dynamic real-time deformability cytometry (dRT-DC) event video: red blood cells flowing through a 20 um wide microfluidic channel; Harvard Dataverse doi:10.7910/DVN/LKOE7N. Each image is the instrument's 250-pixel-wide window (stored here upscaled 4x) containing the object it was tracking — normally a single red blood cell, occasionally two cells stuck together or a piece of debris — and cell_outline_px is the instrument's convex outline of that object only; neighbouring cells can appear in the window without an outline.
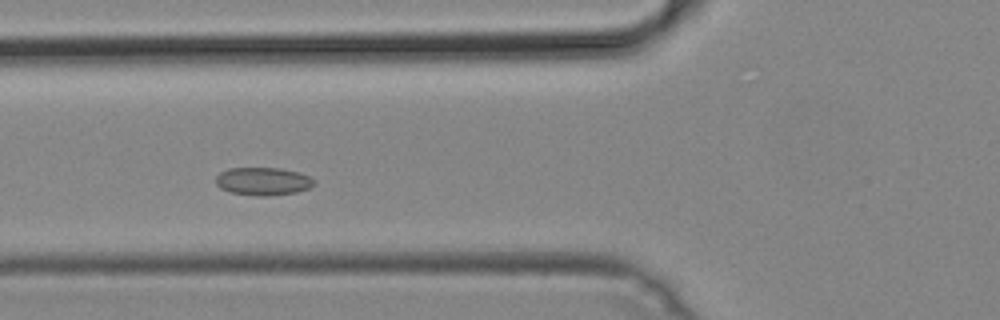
{"species": "common noctule bat (a hibernating species)", "species_latin": "Nyctalus noctula", "temperature_condition": "cold", "stored_images_in_passage": 46, "camera_frame_rate_fps": 3000, "um_per_image_px": 0.085, "animal": {"sex": "male", "body_mass_g": 19.2, "forearm_length_mm": 51.8}, "frame": {"image": 1, "passage_image": 14, "time_ms": 4.333, "image_size_px": [1000, 320], "cell_outline_px": [[316, 184], [308, 188], [296, 192], [268, 196], [260, 196], [232, 192], [220, 188], [216, 184], [216, 176], [220, 172], [228, 168], [280, 168], [300, 172], [316, 180]], "centroid_in_image_um": [22.38, 15.4], "position_along_channel_um": 103.4, "area_um2": 16.01}}
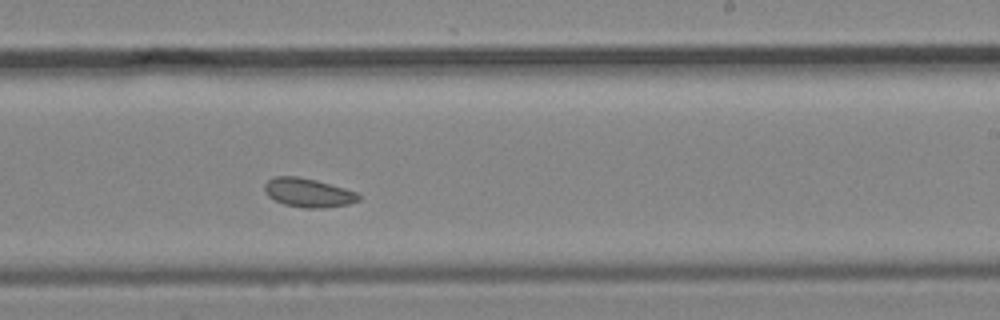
{"frame": {"image": 2, "passage_image": 26, "time_ms": 8.333, "image_size_px": [1000, 320], "cell_outline_px": [[360, 200], [348, 204], [324, 208], [304, 208], [284, 204], [268, 196], [264, 192], [264, 184], [268, 180], [276, 176], [296, 176], [316, 180], [344, 188], [356, 192], [360, 196]], "centroid_in_image_um": [26.18, 16.38], "position_along_channel_um": 262.8, "area_um2": 15.78}}
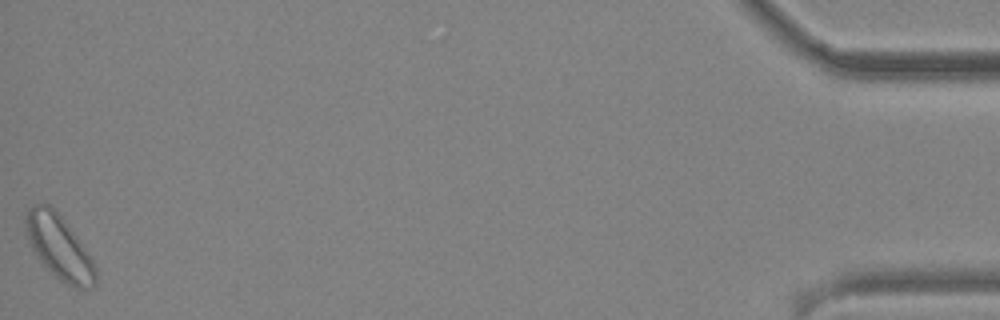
{"frame": {"image": 3, "passage_image": 46, "time_ms": 15.0, "image_size_px": [1000, 320], "cell_outline_px": [[96, 284], [92, 288], [76, 288], [60, 280], [36, 256], [28, 240], [24, 228], [24, 216], [28, 208], [32, 204], [48, 204], [64, 220], [84, 248], [92, 260], [96, 268]], "centroid_in_image_um": [4.99, 21.0], "position_along_channel_um": 430.2, "area_um2": 25.66}}